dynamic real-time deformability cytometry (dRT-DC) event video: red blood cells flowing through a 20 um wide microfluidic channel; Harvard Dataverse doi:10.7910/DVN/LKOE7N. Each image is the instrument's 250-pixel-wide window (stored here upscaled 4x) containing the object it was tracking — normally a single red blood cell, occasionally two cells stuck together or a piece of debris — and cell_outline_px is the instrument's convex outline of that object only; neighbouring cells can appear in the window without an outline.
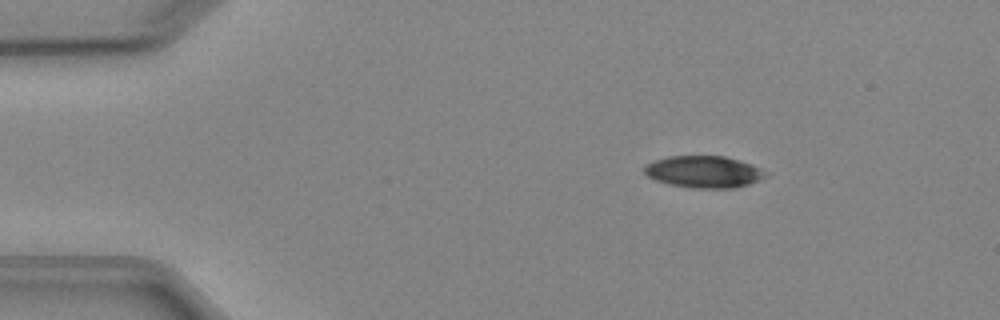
{"species": "Egyptian fruit bat (a non-hibernating species)", "species_latin": "Rousettus aegyptiacus", "temperature_condition": "cold", "stored_images_in_passage": 5, "camera_frame_rate_fps": 3000, "um_per_image_px": 0.085, "animal": {"sex": "female"}, "frame": {"image": 1, "passage_image": 3, "time_ms": 2.333, "image_size_px": [1000, 320], "cell_outline_px": [[772, 172], [768, 176], [748, 184], [732, 188], [692, 188], [668, 184], [656, 180], [648, 176], [644, 172], [644, 164], [668, 156], [724, 156], [740, 160], [752, 164]], "centroid_in_image_um": [59.87, 14.6], "position_along_channel_um": 25.1, "area_um2": 22.77}}